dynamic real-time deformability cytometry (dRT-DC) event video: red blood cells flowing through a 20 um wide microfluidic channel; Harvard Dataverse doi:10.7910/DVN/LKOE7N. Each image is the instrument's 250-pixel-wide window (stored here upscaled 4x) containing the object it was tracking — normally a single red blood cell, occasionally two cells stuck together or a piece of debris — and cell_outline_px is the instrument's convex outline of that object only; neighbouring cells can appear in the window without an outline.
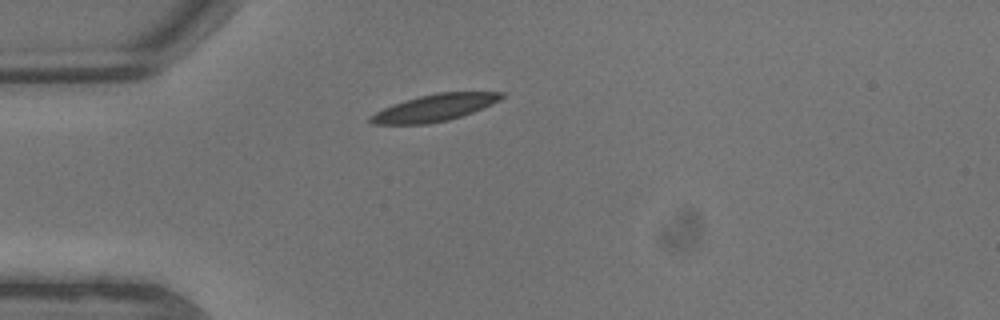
{"species": "common noctule bat (a hibernating species)", "species_latin": "Nyctalus noctula", "temperature_condition": "warm", "stored_images_in_passage": 3, "camera_frame_rate_fps": 3000, "um_per_image_px": 0.085, "animal": {"sex": "male", "body_mass_g": 13.3}, "frame": {"image": 1, "passage_image": 1, "time_ms": 0.0, "image_size_px": [1000, 320], "cell_outline_px": [[504, 96], [500, 100], [492, 104], [472, 112], [448, 120], [428, 124], [372, 124], [368, 120], [368, 116], [392, 104], [420, 96], [436, 92], [504, 92]], "centroid_in_image_um": [36.92, 9.16], "position_along_channel_um": 48.1, "area_um2": 20.4}}
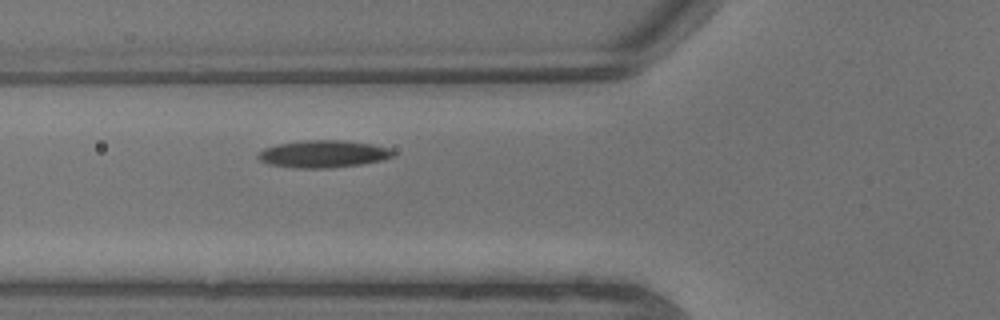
{"frame": {"image": 2, "passage_image": 3, "time_ms": 0.667, "image_size_px": [1000, 320], "cell_outline_px": [[396, 156], [384, 160], [360, 164], [332, 168], [292, 168], [268, 164], [260, 160], [256, 156], [256, 152], [264, 148], [276, 144], [304, 140], [344, 140], [372, 144], [392, 148], [396, 152]], "centroid_in_image_um": [27.49, 13.08], "position_along_channel_um": 98.3, "area_um2": 21.96}}